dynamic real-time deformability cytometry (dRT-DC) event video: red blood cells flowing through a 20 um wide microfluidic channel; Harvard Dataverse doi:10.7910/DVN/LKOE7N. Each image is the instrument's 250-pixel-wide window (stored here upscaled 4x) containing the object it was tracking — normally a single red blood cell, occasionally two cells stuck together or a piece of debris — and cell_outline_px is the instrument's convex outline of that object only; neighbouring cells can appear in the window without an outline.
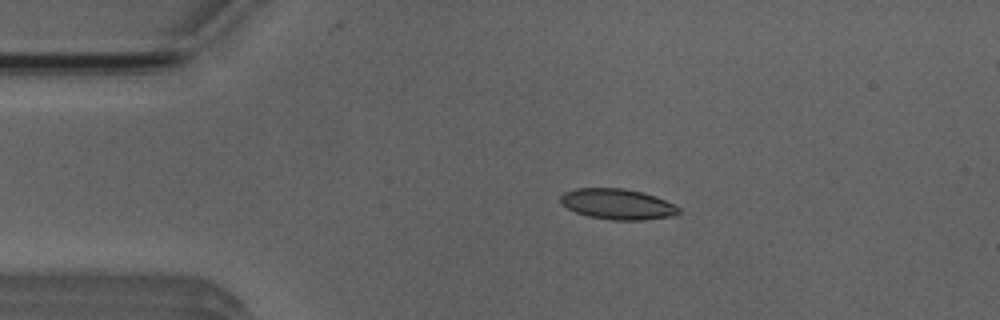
{"species": "Egyptian fruit bat (a non-hibernating species)", "species_latin": "Rousettus aegyptiacus", "temperature_condition": "room temperature", "stored_images_in_passage": 4, "camera_frame_rate_fps": 3000, "um_per_image_px": 0.085, "animal": {"sex": "male"}, "frame": {"image": 1, "passage_image": 2, "time_ms": 1.333, "image_size_px": [1000, 320], "cell_outline_px": [[680, 212], [672, 216], [644, 220], [612, 220], [588, 216], [576, 212], [568, 208], [560, 200], [560, 196], [564, 192], [576, 188], [624, 188], [656, 196], [680, 208]], "centroid_in_image_um": [52.48, 17.35], "position_along_channel_um": 32.5, "area_um2": 20.92}}